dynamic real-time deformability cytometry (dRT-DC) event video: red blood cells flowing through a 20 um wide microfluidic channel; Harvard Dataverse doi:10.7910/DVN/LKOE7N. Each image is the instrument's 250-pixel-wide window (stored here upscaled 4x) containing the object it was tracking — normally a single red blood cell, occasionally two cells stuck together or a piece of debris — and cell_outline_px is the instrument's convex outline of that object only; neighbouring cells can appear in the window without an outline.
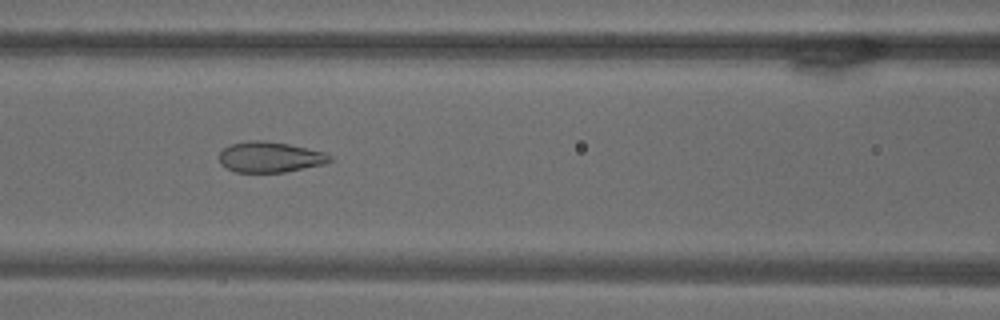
{"species": "common noctule bat (a hibernating species)", "species_latin": "Nyctalus noctula", "temperature_condition": "warm", "stored_images_in_passage": 69, "camera_frame_rate_fps": 3000, "um_per_image_px": 0.085, "animal": {"sex": "male", "body_mass_g": 18.8}, "frame": {"image": 1, "passage_image": 30, "time_ms": 9.667, "image_size_px": [1000, 320], "cell_outline_px": [[332, 160], [324, 164], [284, 172], [236, 172], [220, 164], [220, 152], [224, 148], [232, 144], [248, 140], [260, 140], [288, 144], [328, 152], [332, 156]], "centroid_in_image_um": [22.99, 13.34], "position_along_channel_um": 143.6, "area_um2": 19.71}}
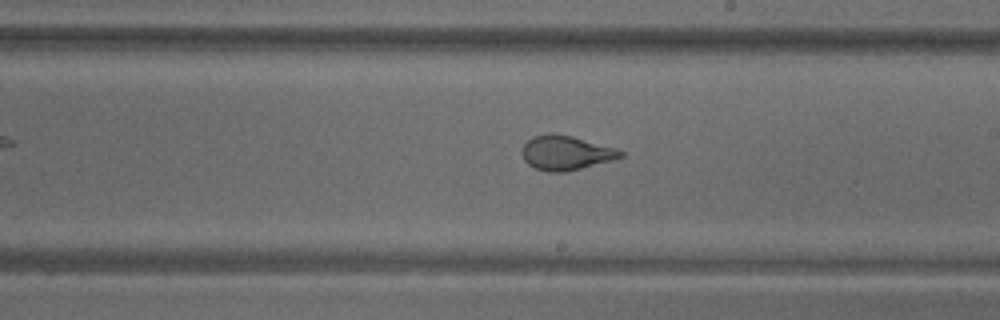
{"frame": {"image": 2, "passage_image": 40, "time_ms": 13.0, "image_size_px": [1000, 320], "cell_outline_px": [[624, 156], [612, 160], [564, 172], [548, 172], [536, 168], [528, 164], [524, 160], [520, 152], [524, 144], [532, 136], [548, 132], [572, 136], [616, 148], [624, 152]], "centroid_in_image_um": [48.06, 12.98], "position_along_channel_um": 240.9, "area_um2": 19.77}}
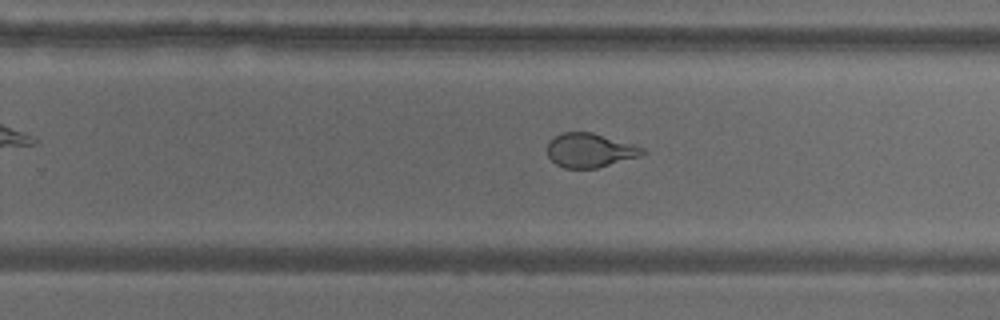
{"frame": {"image": 3, "passage_image": 44, "time_ms": 14.333, "image_size_px": [1000, 320], "cell_outline_px": [[648, 152], [640, 156], [596, 168], [564, 168], [556, 164], [548, 156], [548, 140], [560, 132], [592, 132], [632, 144], [644, 148]], "centroid_in_image_um": [50.12, 12.77], "position_along_channel_um": 279.7, "area_um2": 18.9}}